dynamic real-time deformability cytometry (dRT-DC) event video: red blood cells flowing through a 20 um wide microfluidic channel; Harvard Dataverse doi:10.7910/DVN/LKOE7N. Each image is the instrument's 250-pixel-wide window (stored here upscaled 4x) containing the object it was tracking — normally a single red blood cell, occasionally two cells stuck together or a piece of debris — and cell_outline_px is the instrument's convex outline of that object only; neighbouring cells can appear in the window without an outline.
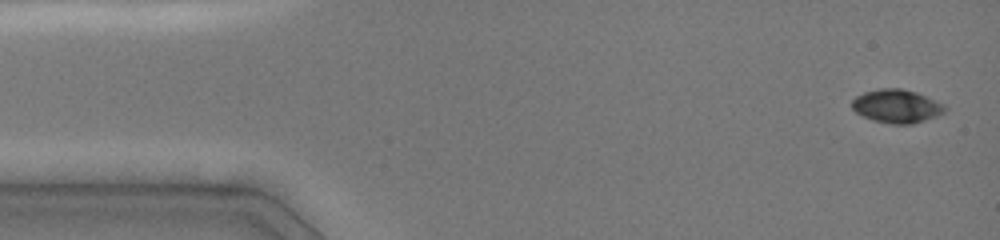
{"species": "common noctule bat (a hibernating species)", "species_latin": "Nyctalus noctula", "temperature_condition": "cold", "stored_images_in_passage": 5, "camera_frame_rate_fps": 3000, "um_per_image_px": 0.085, "animal": {"sex": "female", "body_mass_g": 19.0, "forearm_length_mm": 51.5}, "frame": {"image": 1, "passage_image": 1, "time_ms": 0.0, "image_size_px": [1000, 240], "cell_outline_px": [[948, 108], [944, 112], [936, 116], [912, 124], [892, 124], [872, 120], [856, 112], [852, 108], [852, 100], [856, 96], [864, 92], [880, 88], [900, 88], [916, 92], [944, 104]], "centroid_in_image_um": [76.22, 9.02], "position_along_channel_um": 8.8, "area_um2": 18.03}}